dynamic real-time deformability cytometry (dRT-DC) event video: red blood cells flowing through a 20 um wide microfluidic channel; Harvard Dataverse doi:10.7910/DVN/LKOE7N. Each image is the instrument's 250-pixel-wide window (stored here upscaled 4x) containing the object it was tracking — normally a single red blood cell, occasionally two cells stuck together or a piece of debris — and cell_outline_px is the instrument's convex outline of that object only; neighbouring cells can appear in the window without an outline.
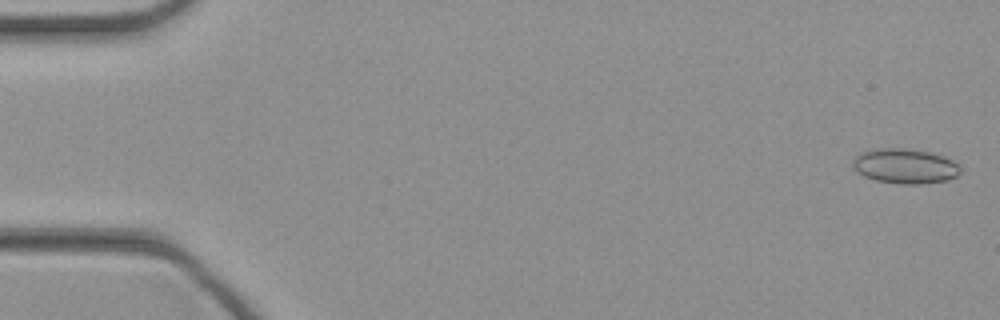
{"species": "common noctule bat (a hibernating species)", "species_latin": "Nyctalus noctula", "temperature_condition": "cold", "stored_images_in_passage": 12, "camera_frame_rate_fps": 3000, "um_per_image_px": 0.085, "animal": {"sex": "female", "body_mass_g": 21.9}, "frame": {"image": 1, "passage_image": 1, "time_ms": 0.0, "image_size_px": [1000, 320], "cell_outline_px": [[960, 172], [956, 176], [948, 180], [920, 184], [900, 184], [876, 180], [864, 176], [852, 168], [852, 160], [856, 156], [864, 152], [876, 148], [900, 148], [932, 152], [944, 156], [960, 164]], "centroid_in_image_um": [76.94, 14.12], "position_along_channel_um": 8.1, "area_um2": 21.96}}